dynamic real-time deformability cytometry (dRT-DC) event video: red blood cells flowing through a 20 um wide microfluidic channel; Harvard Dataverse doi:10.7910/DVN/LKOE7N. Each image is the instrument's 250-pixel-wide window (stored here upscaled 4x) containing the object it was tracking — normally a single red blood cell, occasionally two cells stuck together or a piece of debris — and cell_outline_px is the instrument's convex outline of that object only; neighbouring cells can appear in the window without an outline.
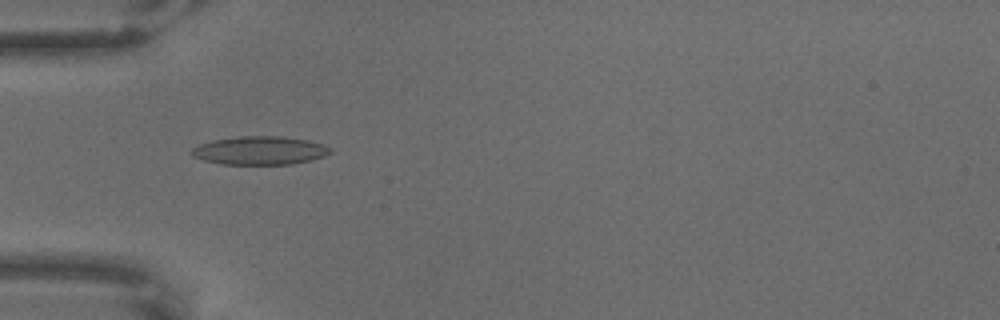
{"species": "common noctule bat (a hibernating species)", "species_latin": "Nyctalus noctula", "temperature_condition": "warm", "stored_images_in_passage": 8, "camera_frame_rate_fps": 3000, "um_per_image_px": 0.085, "animal": {"sex": "male", "body_mass_g": 18.8}, "frame": {"image": 1, "passage_image": 6, "time_ms": 1.667, "image_size_px": [1000, 320], "cell_outline_px": [[332, 152], [324, 156], [312, 160], [292, 164], [220, 164], [204, 160], [192, 156], [188, 152], [192, 148], [200, 144], [212, 140], [236, 136], [280, 136], [308, 140], [324, 144], [332, 148]], "centroid_in_image_um": [22.08, 12.79], "position_along_channel_um": 62.9, "area_um2": 23.18}}
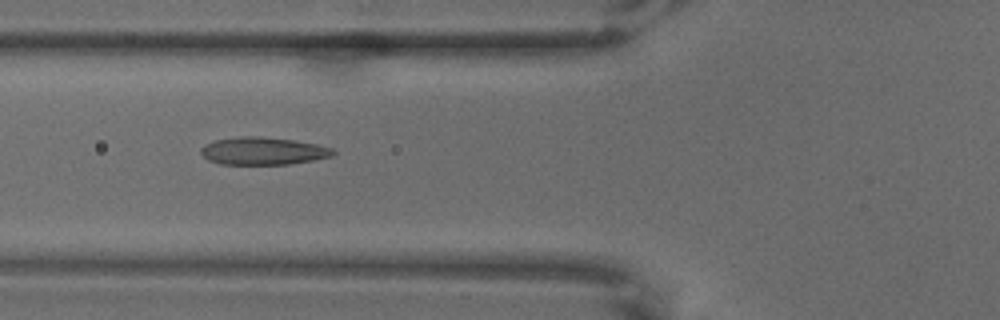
{"frame": {"image": 2, "passage_image": 7, "time_ms": 2.0, "image_size_px": [1000, 320], "cell_outline_px": [[336, 152], [332, 156], [312, 160], [288, 164], [220, 164], [208, 160], [200, 152], [200, 148], [204, 144], [216, 140], [240, 136], [260, 136], [292, 140], [316, 144], [332, 148]], "centroid_in_image_um": [22.33, 12.83], "position_along_channel_um": 103.5, "area_um2": 21.15}}
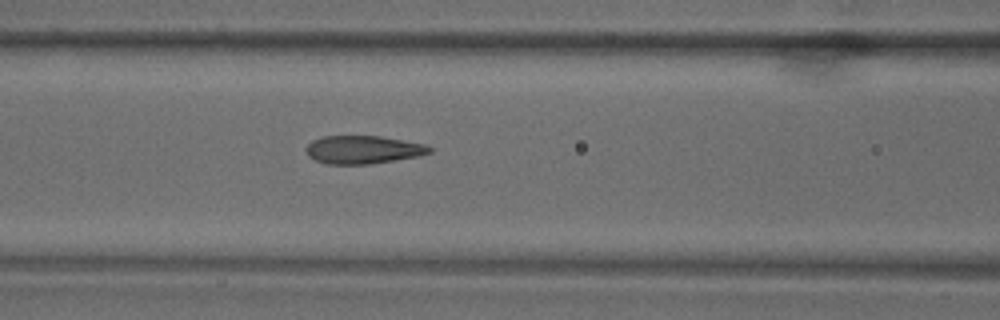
{"frame": {"image": 3, "passage_image": 8, "time_ms": 2.333, "image_size_px": [1000, 320], "cell_outline_px": [[432, 152], [420, 156], [372, 164], [324, 164], [308, 156], [308, 144], [312, 140], [320, 136], [380, 136], [428, 144], [432, 148]], "centroid_in_image_um": [30.91, 12.72], "position_along_channel_um": 135.7, "area_um2": 20.4}}